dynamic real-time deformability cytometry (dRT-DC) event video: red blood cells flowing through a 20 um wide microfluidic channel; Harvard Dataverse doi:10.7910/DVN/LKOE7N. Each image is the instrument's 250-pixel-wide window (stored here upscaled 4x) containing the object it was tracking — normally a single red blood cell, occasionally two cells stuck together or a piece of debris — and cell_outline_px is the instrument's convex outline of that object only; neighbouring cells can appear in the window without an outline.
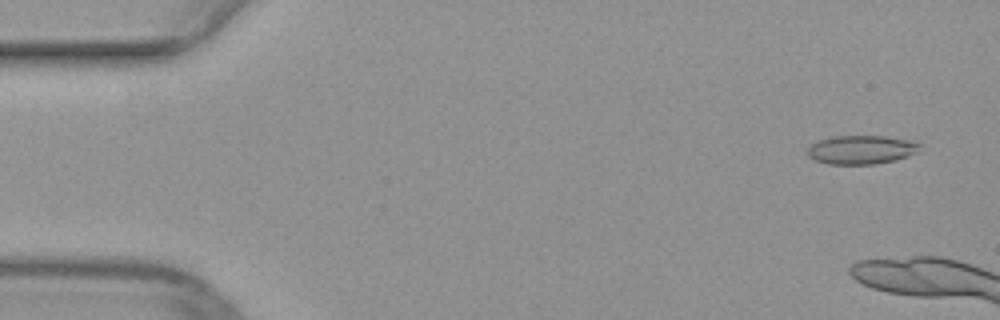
{"species": "common noctule bat (a hibernating species)", "species_latin": "Nyctalus noctula", "temperature_condition": "warm", "stored_images_in_passage": 11, "camera_frame_rate_fps": 3000, "um_per_image_px": 0.085, "animal": {"sex": "female", "body_mass_g": 29.2, "forearm_length_mm": 56.3}, "frame": {"image": 1, "passage_image": 3, "time_ms": 0.667, "image_size_px": [1000, 320], "cell_outline_px": [[920, 152], [896, 160], [872, 164], [828, 164], [816, 160], [808, 156], [808, 148], [816, 140], [832, 136], [884, 136], [916, 140], [920, 144]], "centroid_in_image_um": [73.26, 12.71], "position_along_channel_um": 11.7, "area_um2": 19.07}}